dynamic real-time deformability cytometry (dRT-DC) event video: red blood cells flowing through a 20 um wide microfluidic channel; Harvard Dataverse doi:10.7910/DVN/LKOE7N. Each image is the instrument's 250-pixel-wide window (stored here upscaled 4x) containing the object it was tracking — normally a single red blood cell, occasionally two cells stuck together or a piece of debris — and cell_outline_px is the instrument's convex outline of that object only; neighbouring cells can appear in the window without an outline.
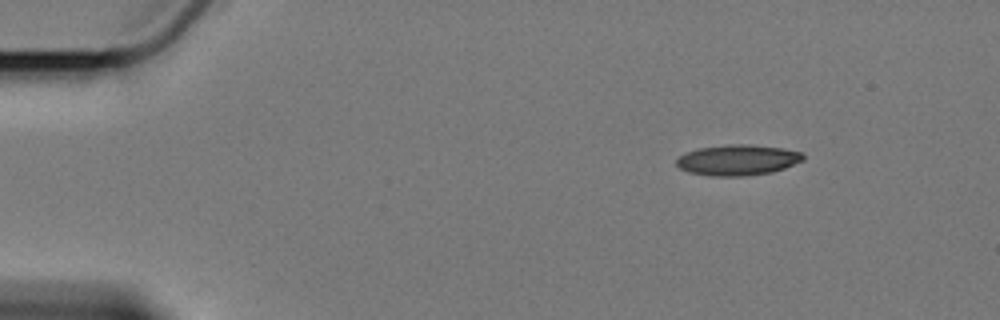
{"species": "Egyptian fruit bat (a non-hibernating species)", "species_latin": "Rousettus aegyptiacus", "temperature_condition": "cold", "stored_images_in_passage": 2, "camera_frame_rate_fps": 3000, "um_per_image_px": 0.085, "animal": {"sex": "female"}, "frame": {"image": 1, "passage_image": 1, "time_ms": 0.0, "image_size_px": [1000, 320], "cell_outline_px": [[804, 160], [784, 168], [772, 172], [744, 176], [712, 176], [688, 172], [680, 168], [676, 164], [676, 160], [684, 152], [700, 148], [732, 144], [744, 144], [784, 148], [804, 152]], "centroid_in_image_um": [62.72, 13.6], "position_along_channel_um": 22.3, "area_um2": 22.66}}